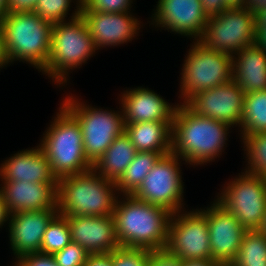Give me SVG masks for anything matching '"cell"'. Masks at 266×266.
Here are the masks:
<instances>
[{"label":"cell","instance_id":"20","mask_svg":"<svg viewBox=\"0 0 266 266\" xmlns=\"http://www.w3.org/2000/svg\"><path fill=\"white\" fill-rule=\"evenodd\" d=\"M124 124L168 121L171 125L178 105H170L148 88L126 90L121 96Z\"/></svg>","mask_w":266,"mask_h":266},{"label":"cell","instance_id":"44","mask_svg":"<svg viewBox=\"0 0 266 266\" xmlns=\"http://www.w3.org/2000/svg\"><path fill=\"white\" fill-rule=\"evenodd\" d=\"M255 43L266 53V31H257Z\"/></svg>","mask_w":266,"mask_h":266},{"label":"cell","instance_id":"15","mask_svg":"<svg viewBox=\"0 0 266 266\" xmlns=\"http://www.w3.org/2000/svg\"><path fill=\"white\" fill-rule=\"evenodd\" d=\"M155 11V26L195 40L202 38L209 18L200 0H158Z\"/></svg>","mask_w":266,"mask_h":266},{"label":"cell","instance_id":"16","mask_svg":"<svg viewBox=\"0 0 266 266\" xmlns=\"http://www.w3.org/2000/svg\"><path fill=\"white\" fill-rule=\"evenodd\" d=\"M95 48L116 46L132 41L140 23L130 12L105 13L100 11L81 10Z\"/></svg>","mask_w":266,"mask_h":266},{"label":"cell","instance_id":"8","mask_svg":"<svg viewBox=\"0 0 266 266\" xmlns=\"http://www.w3.org/2000/svg\"><path fill=\"white\" fill-rule=\"evenodd\" d=\"M181 72V97L184 103L194 94L232 80V56L209 50L199 40L193 42Z\"/></svg>","mask_w":266,"mask_h":266},{"label":"cell","instance_id":"38","mask_svg":"<svg viewBox=\"0 0 266 266\" xmlns=\"http://www.w3.org/2000/svg\"><path fill=\"white\" fill-rule=\"evenodd\" d=\"M242 8L256 16L266 10V0H245Z\"/></svg>","mask_w":266,"mask_h":266},{"label":"cell","instance_id":"41","mask_svg":"<svg viewBox=\"0 0 266 266\" xmlns=\"http://www.w3.org/2000/svg\"><path fill=\"white\" fill-rule=\"evenodd\" d=\"M9 60L6 55L5 46H4V34L2 31V27L0 26V67L1 69L8 65Z\"/></svg>","mask_w":266,"mask_h":266},{"label":"cell","instance_id":"29","mask_svg":"<svg viewBox=\"0 0 266 266\" xmlns=\"http://www.w3.org/2000/svg\"><path fill=\"white\" fill-rule=\"evenodd\" d=\"M242 140L248 157L245 172L266 178V132L246 135Z\"/></svg>","mask_w":266,"mask_h":266},{"label":"cell","instance_id":"12","mask_svg":"<svg viewBox=\"0 0 266 266\" xmlns=\"http://www.w3.org/2000/svg\"><path fill=\"white\" fill-rule=\"evenodd\" d=\"M179 159L172 152L161 156L132 195L171 213L181 211L184 188Z\"/></svg>","mask_w":266,"mask_h":266},{"label":"cell","instance_id":"45","mask_svg":"<svg viewBox=\"0 0 266 266\" xmlns=\"http://www.w3.org/2000/svg\"><path fill=\"white\" fill-rule=\"evenodd\" d=\"M10 11L8 0H0V20Z\"/></svg>","mask_w":266,"mask_h":266},{"label":"cell","instance_id":"48","mask_svg":"<svg viewBox=\"0 0 266 266\" xmlns=\"http://www.w3.org/2000/svg\"><path fill=\"white\" fill-rule=\"evenodd\" d=\"M13 266H21L17 261L15 262V265Z\"/></svg>","mask_w":266,"mask_h":266},{"label":"cell","instance_id":"9","mask_svg":"<svg viewBox=\"0 0 266 266\" xmlns=\"http://www.w3.org/2000/svg\"><path fill=\"white\" fill-rule=\"evenodd\" d=\"M255 16L242 7H233L208 18L199 40L209 50L231 56L256 42Z\"/></svg>","mask_w":266,"mask_h":266},{"label":"cell","instance_id":"35","mask_svg":"<svg viewBox=\"0 0 266 266\" xmlns=\"http://www.w3.org/2000/svg\"><path fill=\"white\" fill-rule=\"evenodd\" d=\"M149 266H181V261L164 251L150 252Z\"/></svg>","mask_w":266,"mask_h":266},{"label":"cell","instance_id":"18","mask_svg":"<svg viewBox=\"0 0 266 266\" xmlns=\"http://www.w3.org/2000/svg\"><path fill=\"white\" fill-rule=\"evenodd\" d=\"M57 214L58 209H45L9 215V240L17 259L26 254L40 253L45 230Z\"/></svg>","mask_w":266,"mask_h":266},{"label":"cell","instance_id":"30","mask_svg":"<svg viewBox=\"0 0 266 266\" xmlns=\"http://www.w3.org/2000/svg\"><path fill=\"white\" fill-rule=\"evenodd\" d=\"M72 0H37L33 12L52 24L66 21Z\"/></svg>","mask_w":266,"mask_h":266},{"label":"cell","instance_id":"14","mask_svg":"<svg viewBox=\"0 0 266 266\" xmlns=\"http://www.w3.org/2000/svg\"><path fill=\"white\" fill-rule=\"evenodd\" d=\"M201 211L207 217L212 260L223 266H230L237 257L246 229L216 201Z\"/></svg>","mask_w":266,"mask_h":266},{"label":"cell","instance_id":"25","mask_svg":"<svg viewBox=\"0 0 266 266\" xmlns=\"http://www.w3.org/2000/svg\"><path fill=\"white\" fill-rule=\"evenodd\" d=\"M161 156L160 153L156 152H137L123 175L116 182L118 192H123V195H132Z\"/></svg>","mask_w":266,"mask_h":266},{"label":"cell","instance_id":"17","mask_svg":"<svg viewBox=\"0 0 266 266\" xmlns=\"http://www.w3.org/2000/svg\"><path fill=\"white\" fill-rule=\"evenodd\" d=\"M66 217L72 242L83 246L89 254L111 253L120 247L113 215Z\"/></svg>","mask_w":266,"mask_h":266},{"label":"cell","instance_id":"19","mask_svg":"<svg viewBox=\"0 0 266 266\" xmlns=\"http://www.w3.org/2000/svg\"><path fill=\"white\" fill-rule=\"evenodd\" d=\"M2 184L0 193L9 214L57 209V188L52 183L2 181Z\"/></svg>","mask_w":266,"mask_h":266},{"label":"cell","instance_id":"46","mask_svg":"<svg viewBox=\"0 0 266 266\" xmlns=\"http://www.w3.org/2000/svg\"><path fill=\"white\" fill-rule=\"evenodd\" d=\"M245 0H226L229 7H242Z\"/></svg>","mask_w":266,"mask_h":266},{"label":"cell","instance_id":"5","mask_svg":"<svg viewBox=\"0 0 266 266\" xmlns=\"http://www.w3.org/2000/svg\"><path fill=\"white\" fill-rule=\"evenodd\" d=\"M81 6L82 0H77V9L69 22L64 21L53 25L49 59L41 71L59 85L67 83L66 77L70 69L82 66V63H86L97 50L87 25L80 15Z\"/></svg>","mask_w":266,"mask_h":266},{"label":"cell","instance_id":"32","mask_svg":"<svg viewBox=\"0 0 266 266\" xmlns=\"http://www.w3.org/2000/svg\"><path fill=\"white\" fill-rule=\"evenodd\" d=\"M89 255L83 246L71 242L53 257L58 266H84Z\"/></svg>","mask_w":266,"mask_h":266},{"label":"cell","instance_id":"28","mask_svg":"<svg viewBox=\"0 0 266 266\" xmlns=\"http://www.w3.org/2000/svg\"><path fill=\"white\" fill-rule=\"evenodd\" d=\"M72 242L67 217L57 214L48 224L40 253L53 255Z\"/></svg>","mask_w":266,"mask_h":266},{"label":"cell","instance_id":"7","mask_svg":"<svg viewBox=\"0 0 266 266\" xmlns=\"http://www.w3.org/2000/svg\"><path fill=\"white\" fill-rule=\"evenodd\" d=\"M77 100L73 96H68L62 105L79 122L85 155L94 164L112 142L124 132L123 111L115 113V111L89 107L86 103Z\"/></svg>","mask_w":266,"mask_h":266},{"label":"cell","instance_id":"21","mask_svg":"<svg viewBox=\"0 0 266 266\" xmlns=\"http://www.w3.org/2000/svg\"><path fill=\"white\" fill-rule=\"evenodd\" d=\"M9 158L1 164V181L52 183L57 188L58 179L40 146L22 150Z\"/></svg>","mask_w":266,"mask_h":266},{"label":"cell","instance_id":"34","mask_svg":"<svg viewBox=\"0 0 266 266\" xmlns=\"http://www.w3.org/2000/svg\"><path fill=\"white\" fill-rule=\"evenodd\" d=\"M16 260L21 266H58L53 255L49 254L31 253Z\"/></svg>","mask_w":266,"mask_h":266},{"label":"cell","instance_id":"11","mask_svg":"<svg viewBox=\"0 0 266 266\" xmlns=\"http://www.w3.org/2000/svg\"><path fill=\"white\" fill-rule=\"evenodd\" d=\"M172 213L165 251L180 261L212 259L207 217L197 210Z\"/></svg>","mask_w":266,"mask_h":266},{"label":"cell","instance_id":"39","mask_svg":"<svg viewBox=\"0 0 266 266\" xmlns=\"http://www.w3.org/2000/svg\"><path fill=\"white\" fill-rule=\"evenodd\" d=\"M10 10H33L37 0H8Z\"/></svg>","mask_w":266,"mask_h":266},{"label":"cell","instance_id":"22","mask_svg":"<svg viewBox=\"0 0 266 266\" xmlns=\"http://www.w3.org/2000/svg\"><path fill=\"white\" fill-rule=\"evenodd\" d=\"M232 80L245 94L266 90V53L256 43L232 55Z\"/></svg>","mask_w":266,"mask_h":266},{"label":"cell","instance_id":"23","mask_svg":"<svg viewBox=\"0 0 266 266\" xmlns=\"http://www.w3.org/2000/svg\"><path fill=\"white\" fill-rule=\"evenodd\" d=\"M124 132L137 152L171 153L172 125L168 121L124 124Z\"/></svg>","mask_w":266,"mask_h":266},{"label":"cell","instance_id":"24","mask_svg":"<svg viewBox=\"0 0 266 266\" xmlns=\"http://www.w3.org/2000/svg\"><path fill=\"white\" fill-rule=\"evenodd\" d=\"M137 153L130 138L123 132L92 165V169L105 179L117 182ZM98 171V172H97Z\"/></svg>","mask_w":266,"mask_h":266},{"label":"cell","instance_id":"31","mask_svg":"<svg viewBox=\"0 0 266 266\" xmlns=\"http://www.w3.org/2000/svg\"><path fill=\"white\" fill-rule=\"evenodd\" d=\"M150 252L147 249L120 246L112 251V266H149Z\"/></svg>","mask_w":266,"mask_h":266},{"label":"cell","instance_id":"3","mask_svg":"<svg viewBox=\"0 0 266 266\" xmlns=\"http://www.w3.org/2000/svg\"><path fill=\"white\" fill-rule=\"evenodd\" d=\"M117 191L115 182L105 179L93 169L59 178L58 214L65 217L113 215L118 200L115 195Z\"/></svg>","mask_w":266,"mask_h":266},{"label":"cell","instance_id":"47","mask_svg":"<svg viewBox=\"0 0 266 266\" xmlns=\"http://www.w3.org/2000/svg\"><path fill=\"white\" fill-rule=\"evenodd\" d=\"M259 230L266 235V209H265V214H264L263 222H262Z\"/></svg>","mask_w":266,"mask_h":266},{"label":"cell","instance_id":"10","mask_svg":"<svg viewBox=\"0 0 266 266\" xmlns=\"http://www.w3.org/2000/svg\"><path fill=\"white\" fill-rule=\"evenodd\" d=\"M216 202L231 212L246 230L259 229L266 209V178L242 173L230 181Z\"/></svg>","mask_w":266,"mask_h":266},{"label":"cell","instance_id":"2","mask_svg":"<svg viewBox=\"0 0 266 266\" xmlns=\"http://www.w3.org/2000/svg\"><path fill=\"white\" fill-rule=\"evenodd\" d=\"M230 127L196 115L184 103L178 104L172 122L171 152L191 165L206 164L224 151Z\"/></svg>","mask_w":266,"mask_h":266},{"label":"cell","instance_id":"42","mask_svg":"<svg viewBox=\"0 0 266 266\" xmlns=\"http://www.w3.org/2000/svg\"><path fill=\"white\" fill-rule=\"evenodd\" d=\"M256 32L266 31V10L258 13L255 16Z\"/></svg>","mask_w":266,"mask_h":266},{"label":"cell","instance_id":"27","mask_svg":"<svg viewBox=\"0 0 266 266\" xmlns=\"http://www.w3.org/2000/svg\"><path fill=\"white\" fill-rule=\"evenodd\" d=\"M230 266H266V235L259 229L245 230L237 257Z\"/></svg>","mask_w":266,"mask_h":266},{"label":"cell","instance_id":"26","mask_svg":"<svg viewBox=\"0 0 266 266\" xmlns=\"http://www.w3.org/2000/svg\"><path fill=\"white\" fill-rule=\"evenodd\" d=\"M240 126L242 138L246 135L266 132V90L245 94Z\"/></svg>","mask_w":266,"mask_h":266},{"label":"cell","instance_id":"6","mask_svg":"<svg viewBox=\"0 0 266 266\" xmlns=\"http://www.w3.org/2000/svg\"><path fill=\"white\" fill-rule=\"evenodd\" d=\"M56 116L39 144L53 174L59 179L91 170L79 122L62 104Z\"/></svg>","mask_w":266,"mask_h":266},{"label":"cell","instance_id":"43","mask_svg":"<svg viewBox=\"0 0 266 266\" xmlns=\"http://www.w3.org/2000/svg\"><path fill=\"white\" fill-rule=\"evenodd\" d=\"M9 212L0 193V227L9 220Z\"/></svg>","mask_w":266,"mask_h":266},{"label":"cell","instance_id":"40","mask_svg":"<svg viewBox=\"0 0 266 266\" xmlns=\"http://www.w3.org/2000/svg\"><path fill=\"white\" fill-rule=\"evenodd\" d=\"M181 266H223V265L215 260L209 259V260L181 261Z\"/></svg>","mask_w":266,"mask_h":266},{"label":"cell","instance_id":"13","mask_svg":"<svg viewBox=\"0 0 266 266\" xmlns=\"http://www.w3.org/2000/svg\"><path fill=\"white\" fill-rule=\"evenodd\" d=\"M244 96L237 83L231 80L194 94L184 104L196 115L240 127Z\"/></svg>","mask_w":266,"mask_h":266},{"label":"cell","instance_id":"37","mask_svg":"<svg viewBox=\"0 0 266 266\" xmlns=\"http://www.w3.org/2000/svg\"><path fill=\"white\" fill-rule=\"evenodd\" d=\"M84 266H112V252L90 254Z\"/></svg>","mask_w":266,"mask_h":266},{"label":"cell","instance_id":"36","mask_svg":"<svg viewBox=\"0 0 266 266\" xmlns=\"http://www.w3.org/2000/svg\"><path fill=\"white\" fill-rule=\"evenodd\" d=\"M204 12L208 17L222 13L224 10L230 8L226 0H200Z\"/></svg>","mask_w":266,"mask_h":266},{"label":"cell","instance_id":"1","mask_svg":"<svg viewBox=\"0 0 266 266\" xmlns=\"http://www.w3.org/2000/svg\"><path fill=\"white\" fill-rule=\"evenodd\" d=\"M123 196L125 200H117L113 212L119 245L152 252L164 251L172 213L133 195Z\"/></svg>","mask_w":266,"mask_h":266},{"label":"cell","instance_id":"33","mask_svg":"<svg viewBox=\"0 0 266 266\" xmlns=\"http://www.w3.org/2000/svg\"><path fill=\"white\" fill-rule=\"evenodd\" d=\"M132 0H82L81 10L105 13L130 12Z\"/></svg>","mask_w":266,"mask_h":266},{"label":"cell","instance_id":"4","mask_svg":"<svg viewBox=\"0 0 266 266\" xmlns=\"http://www.w3.org/2000/svg\"><path fill=\"white\" fill-rule=\"evenodd\" d=\"M53 25L32 10H10L0 20L9 62L26 61L41 71L49 59Z\"/></svg>","mask_w":266,"mask_h":266}]
</instances>
